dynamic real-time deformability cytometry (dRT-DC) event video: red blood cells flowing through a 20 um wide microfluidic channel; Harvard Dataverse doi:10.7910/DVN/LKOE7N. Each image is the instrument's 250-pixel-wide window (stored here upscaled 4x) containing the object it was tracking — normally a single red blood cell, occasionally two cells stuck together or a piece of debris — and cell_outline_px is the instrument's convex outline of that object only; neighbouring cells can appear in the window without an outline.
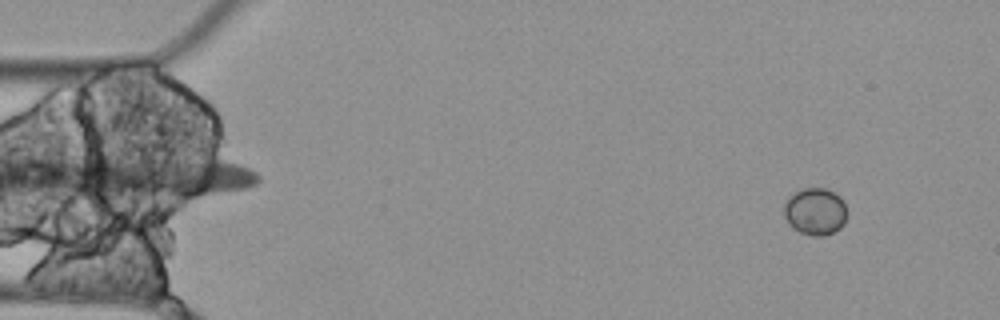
{"species": "Egyptian fruit bat (a non-hibernating species)", "species_latin": "Rousettus aegyptiacus", "temperature_condition": "cold", "stored_images_in_passage": 4, "camera_frame_rate_fps": 3000, "um_per_image_px": 0.085, "animal": {"sex": "female"}, "frame": {"image": 1, "passage_image": 1, "time_ms": 0.0, "image_size_px": [1000, 320], "cell_outline_px": [[844, 224], [840, 228], [824, 236], [812, 236], [800, 232], [792, 228], [788, 224], [784, 216], [784, 204], [788, 196], [804, 188], [828, 188], [840, 196], [844, 204]], "centroid_in_image_um": [69.25, 17.97], "position_along_channel_um": 15.7, "area_um2": 17.28}}
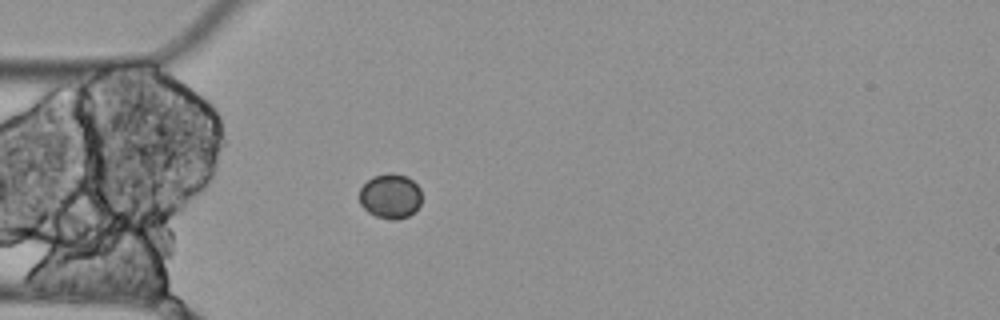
{"frame": {"image": 2, "passage_image": 4, "time_ms": 1.0, "image_size_px": [1000, 320], "cell_outline_px": [[420, 204], [408, 216], [396, 220], [392, 220], [376, 216], [368, 212], [360, 204], [360, 188], [372, 176], [388, 172], [392, 172], [408, 176], [420, 188]], "centroid_in_image_um": [33.16, 16.65], "position_along_channel_um": 51.8, "area_um2": 16.3}}